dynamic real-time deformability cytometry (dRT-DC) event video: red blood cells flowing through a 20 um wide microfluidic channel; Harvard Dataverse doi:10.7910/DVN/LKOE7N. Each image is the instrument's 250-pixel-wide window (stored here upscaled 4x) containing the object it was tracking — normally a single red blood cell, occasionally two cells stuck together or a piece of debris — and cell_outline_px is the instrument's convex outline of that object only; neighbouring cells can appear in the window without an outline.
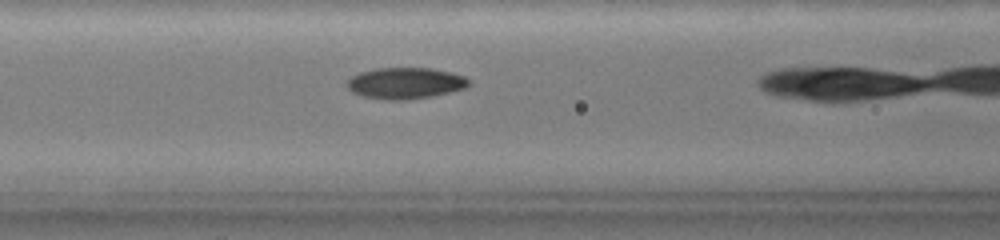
{"species": "common noctule bat (a hibernating species)", "species_latin": "Nyctalus noctula", "temperature_condition": "warm", "stored_images_in_passage": 18, "camera_frame_rate_fps": 3000, "um_per_image_px": 0.085, "animal": {"sex": "female", "body_mass_g": 19.0, "forearm_length_mm": 51.5}, "frame": {"image": 1, "passage_image": 8, "time_ms": 2.333, "image_size_px": [1000, 240], "cell_outline_px": [[468, 84], [464, 88], [428, 96], [368, 96], [356, 92], [348, 88], [348, 80], [352, 76], [360, 72], [376, 68], [428, 68], [448, 72], [464, 76], [468, 80]], "centroid_in_image_um": [34.47, 6.98], "position_along_channel_um": 132.1, "area_um2": 20.29}}
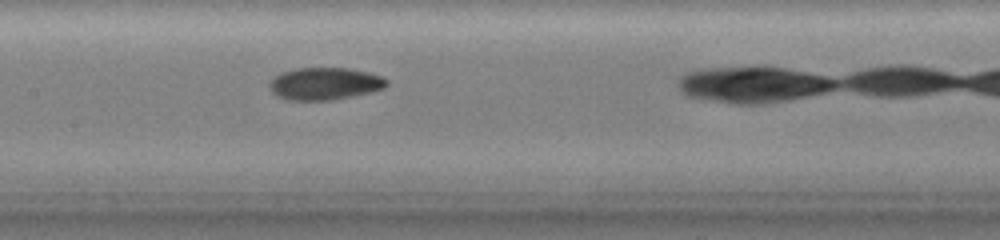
{"frame": {"image": 2, "passage_image": 11, "time_ms": 3.667, "image_size_px": [1000, 240], "cell_outline_px": [[388, 84], [380, 88], [348, 96], [328, 100], [292, 100], [280, 96], [272, 88], [272, 80], [276, 76], [284, 72], [296, 68], [348, 68], [368, 72], [380, 76], [388, 80]], "centroid_in_image_um": [27.63, 7.09], "position_along_channel_um": 179.8, "area_um2": 21.04}}
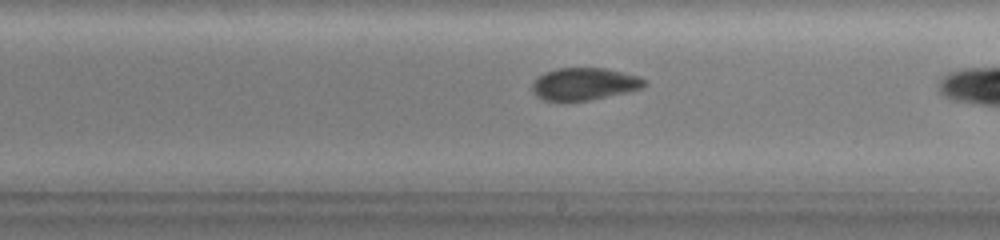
{"frame": {"image": 3, "passage_image": 16, "time_ms": 5.333, "image_size_px": [1000, 240], "cell_outline_px": [[644, 84], [640, 88], [624, 92], [588, 100], [544, 100], [532, 88], [532, 84], [544, 72], [556, 68], [604, 68], [636, 76], [644, 80]], "centroid_in_image_um": [49.62, 7.11], "position_along_channel_um": 239.4, "area_um2": 20.23}}